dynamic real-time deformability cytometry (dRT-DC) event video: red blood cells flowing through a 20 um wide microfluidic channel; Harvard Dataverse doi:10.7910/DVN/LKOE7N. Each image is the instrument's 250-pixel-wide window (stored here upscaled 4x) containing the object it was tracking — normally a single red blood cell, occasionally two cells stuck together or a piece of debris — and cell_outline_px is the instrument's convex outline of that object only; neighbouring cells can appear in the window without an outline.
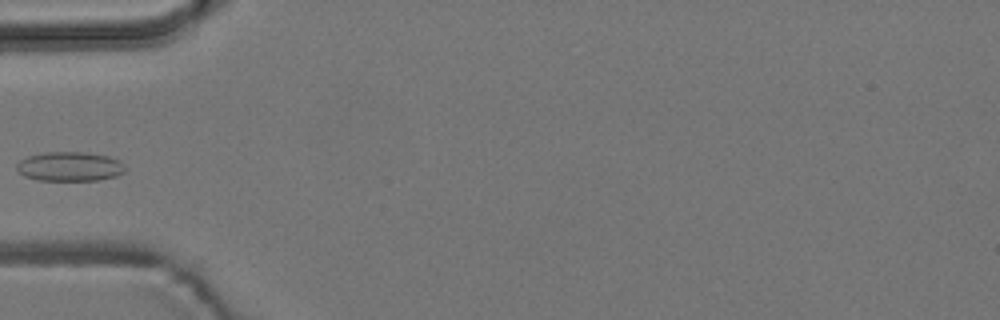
{"species": "common noctule bat (a hibernating species)", "species_latin": "Nyctalus noctula", "temperature_condition": "room temperature", "stored_images_in_passage": 5, "camera_frame_rate_fps": 3000, "um_per_image_px": 0.085, "animal": {"sex": "male", "body_mass_g": 19.2, "forearm_length_mm": 51.8}, "frame": {"image": 1, "passage_image": 5, "time_ms": 4.667, "image_size_px": [1000, 320], "cell_outline_px": [[124, 172], [116, 176], [100, 180], [36, 180], [24, 176], [16, 168], [16, 164], [20, 160], [28, 156], [44, 152], [84, 152], [108, 156], [120, 160], [124, 164]], "centroid_in_image_um": [5.93, 14.15], "position_along_channel_um": 79.1, "area_um2": 18.61}}